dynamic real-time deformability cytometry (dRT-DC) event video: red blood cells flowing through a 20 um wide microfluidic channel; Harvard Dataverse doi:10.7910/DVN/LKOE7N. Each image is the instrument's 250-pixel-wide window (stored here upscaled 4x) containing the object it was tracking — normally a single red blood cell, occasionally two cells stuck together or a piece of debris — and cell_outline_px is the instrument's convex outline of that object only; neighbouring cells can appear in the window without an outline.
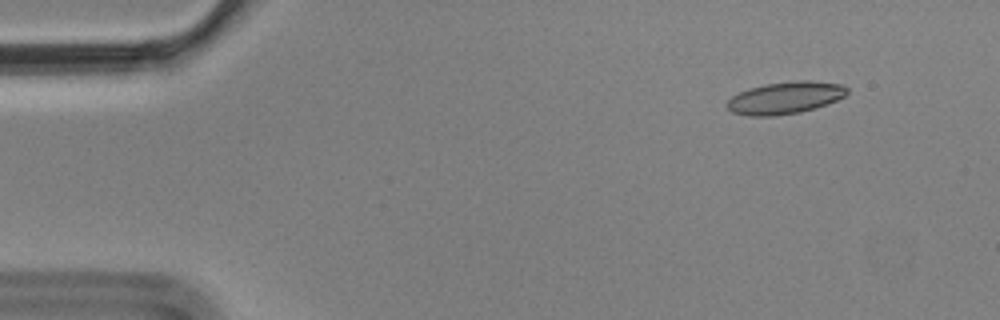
{"species": "Egyptian fruit bat (a non-hibernating species)", "species_latin": "Rousettus aegyptiacus", "temperature_condition": "cold", "stored_images_in_passage": 4, "camera_frame_rate_fps": 3000, "um_per_image_px": 0.085, "animal": {"sex": "male"}, "frame": {"image": 1, "passage_image": 1, "time_ms": 0.0, "image_size_px": [1000, 320], "cell_outline_px": [[848, 92], [844, 96], [836, 100], [816, 108], [800, 112], [772, 116], [748, 116], [732, 112], [724, 104], [732, 96], [748, 88], [764, 84], [796, 80], [812, 80], [840, 84], [848, 88]], "centroid_in_image_um": [66.72, 8.31], "position_along_channel_um": 18.3, "area_um2": 22.6}}
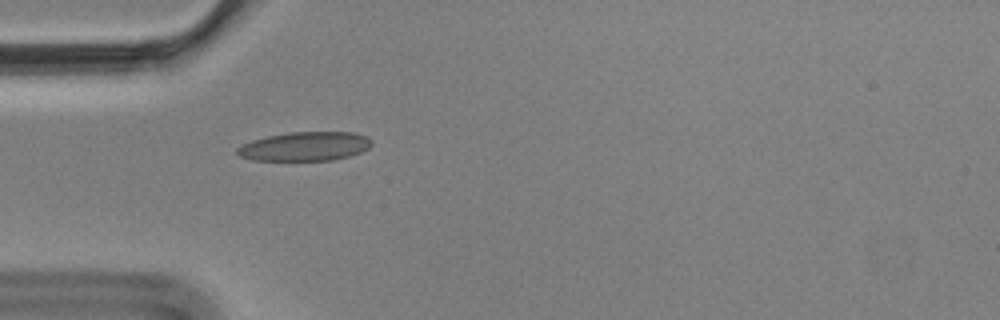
{"frame": {"image": 2, "passage_image": 4, "time_ms": 1.0, "image_size_px": [1000, 320], "cell_outline_px": [[372, 144], [368, 148], [360, 152], [348, 156], [332, 160], [252, 160], [240, 156], [236, 152], [236, 148], [252, 140], [268, 136], [292, 132], [356, 132], [368, 136], [372, 140]], "centroid_in_image_um": [25.95, 12.43], "position_along_channel_um": 59.1, "area_um2": 22.66}}